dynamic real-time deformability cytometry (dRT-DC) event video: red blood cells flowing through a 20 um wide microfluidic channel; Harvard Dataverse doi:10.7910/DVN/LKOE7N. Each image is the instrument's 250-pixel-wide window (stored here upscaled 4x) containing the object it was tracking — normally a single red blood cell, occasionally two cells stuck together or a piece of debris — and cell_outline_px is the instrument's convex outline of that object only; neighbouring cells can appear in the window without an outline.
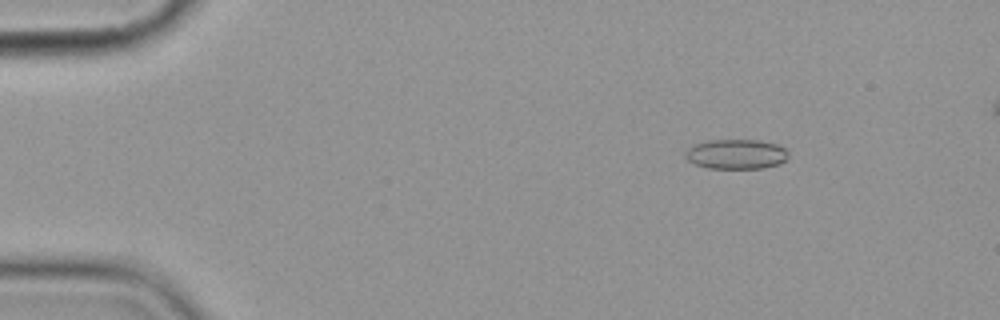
{"species": "common noctule bat (a hibernating species)", "species_latin": "Nyctalus noctula", "temperature_condition": "cold", "stored_images_in_passage": 13, "camera_frame_rate_fps": 3000, "um_per_image_px": 0.085, "animal": {"sex": "female", "body_mass_g": 19.9}, "frame": {"image": 1, "passage_image": 1, "time_ms": 0.0, "image_size_px": [1000, 320], "cell_outline_px": [[788, 160], [780, 164], [764, 168], [708, 168], [696, 164], [688, 160], [684, 156], [684, 152], [692, 144], [708, 140], [756, 140], [776, 144], [784, 148], [788, 152]], "centroid_in_image_um": [62.57, 13.1], "position_along_channel_um": 22.4, "area_um2": 18.03}}
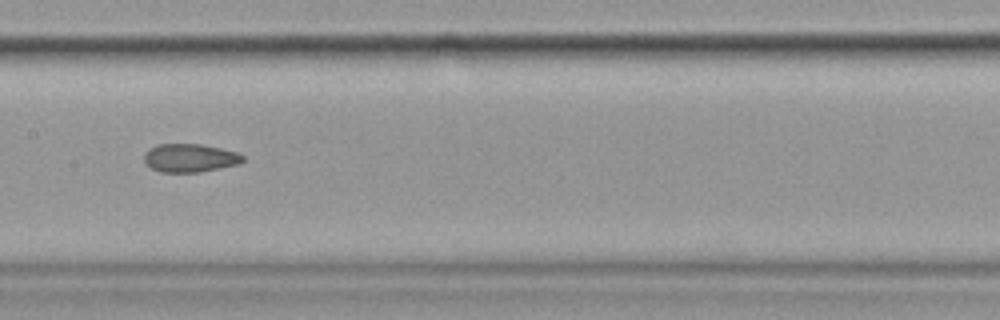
{"frame": {"image": 2, "passage_image": 6, "time_ms": 7.0, "image_size_px": [1000, 320], "cell_outline_px": [[244, 160], [236, 164], [200, 172], [160, 172], [152, 168], [144, 160], [144, 152], [148, 148], [156, 144], [200, 144], [220, 148], [236, 152], [244, 156]], "centroid_in_image_um": [16.1, 13.41], "position_along_channel_um": 191.3, "area_um2": 16.18}}
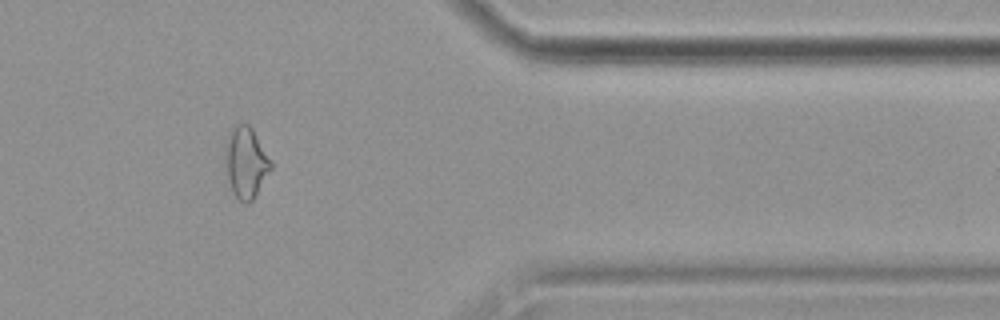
{"frame": {"image": 3, "passage_image": 11, "time_ms": 13.0, "image_size_px": [1000, 320], "cell_outline_px": [[272, 168], [256, 196], [248, 204], [244, 204], [232, 192], [228, 180], [224, 156], [224, 144], [228, 132], [236, 124], [248, 124], [252, 128], [272, 160]], "centroid_in_image_um": [20.89, 13.8], "position_along_channel_um": 390.5, "area_um2": 19.31}, "authors_computed_cell_mechanics": {"area_um2": 17.5134, "velocity_mm_per_s": 3.6188, "shape_relaxation_time_tau1_ms": null, "shape_relaxation_time_tau2_ms": 1.8046, "deformation_change_tau1": null, "deformation_change_tau2": 0.067}}